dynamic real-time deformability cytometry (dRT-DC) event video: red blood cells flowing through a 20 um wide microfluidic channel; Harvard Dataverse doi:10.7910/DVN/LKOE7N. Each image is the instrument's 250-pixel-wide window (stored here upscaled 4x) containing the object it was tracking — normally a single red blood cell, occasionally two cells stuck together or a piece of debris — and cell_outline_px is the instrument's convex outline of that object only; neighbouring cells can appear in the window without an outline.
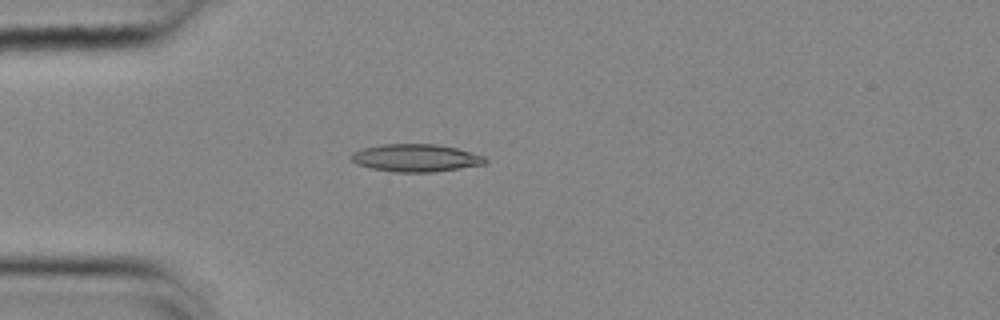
{"species": "common noctule bat (a hibernating species)", "species_latin": "Nyctalus noctula", "temperature_condition": "cold", "stored_images_in_passage": 42, "camera_frame_rate_fps": 3000, "um_per_image_px": 0.085, "animal": {"sex": "female", "body_mass_g": 25.1}, "frame": {"image": 1, "passage_image": 2, "time_ms": 0.333, "image_size_px": [1000, 320], "cell_outline_px": [[488, 160], [484, 164], [460, 168], [432, 172], [396, 172], [372, 168], [356, 164], [348, 156], [352, 152], [364, 148], [384, 144], [436, 144], [456, 148], [484, 156]], "centroid_in_image_um": [35.32, 13.42], "position_along_channel_um": 49.7, "area_um2": 21.44}}
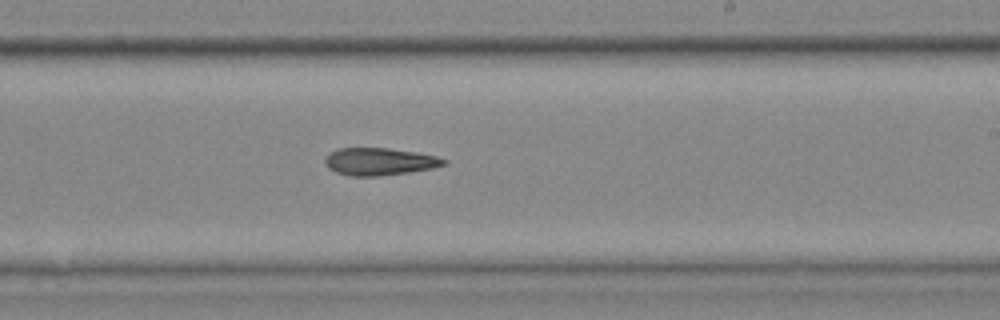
{"frame": {"image": 2, "passage_image": 20, "time_ms": 6.333, "image_size_px": [1000, 320], "cell_outline_px": [[448, 164], [432, 168], [408, 172], [376, 176], [352, 176], [336, 172], [328, 168], [324, 164], [324, 160], [328, 152], [340, 148], [388, 148], [436, 156], [448, 160]], "centroid_in_image_um": [32.22, 13.73], "position_along_channel_um": 256.8, "area_um2": 18.9}}
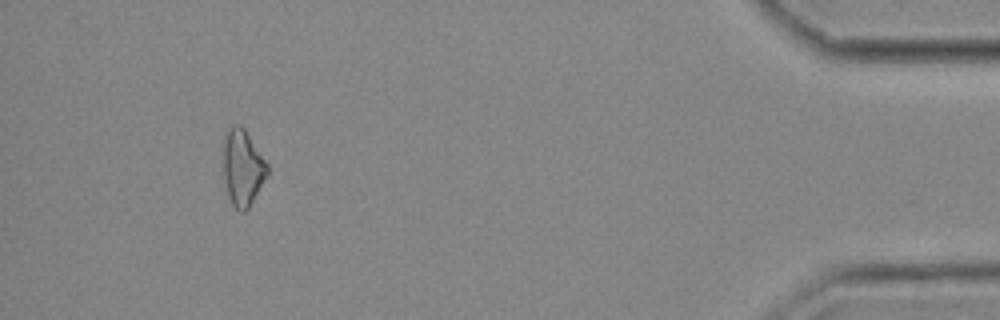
{"frame": {"image": 3, "passage_image": 38, "time_ms": 12.333, "image_size_px": [1000, 320], "cell_outline_px": [[268, 176], [248, 208], [244, 212], [240, 212], [232, 204], [228, 196], [224, 176], [220, 144], [228, 128], [232, 124], [240, 124], [244, 128], [268, 164]], "centroid_in_image_um": [20.58, 14.2], "position_along_channel_um": 414.6, "area_um2": 20.11}}